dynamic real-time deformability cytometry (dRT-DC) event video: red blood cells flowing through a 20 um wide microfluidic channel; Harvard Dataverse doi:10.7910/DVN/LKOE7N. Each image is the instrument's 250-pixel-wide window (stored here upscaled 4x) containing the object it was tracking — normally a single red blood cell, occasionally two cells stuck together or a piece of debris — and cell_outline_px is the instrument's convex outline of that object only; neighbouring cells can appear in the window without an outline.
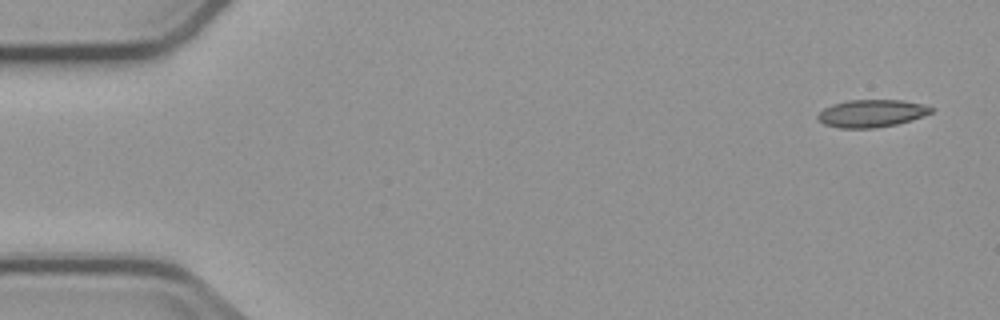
{"species": "common noctule bat (a hibernating species)", "species_latin": "Nyctalus noctula", "temperature_condition": "cold", "stored_images_in_passage": 4, "camera_frame_rate_fps": 3000, "um_per_image_px": 0.085, "animal": {"sex": "male", "body_mass_g": 23.1, "forearm_length_mm": 52.7}, "frame": {"image": 1, "passage_image": 1, "time_ms": 0.0, "image_size_px": [1000, 320], "cell_outline_px": [[936, 108], [932, 112], [924, 116], [912, 120], [896, 124], [876, 128], [840, 128], [824, 124], [816, 116], [824, 108], [832, 104], [848, 100], [904, 100], [924, 104]], "centroid_in_image_um": [74.13, 9.63], "position_along_channel_um": 10.9, "area_um2": 18.32}}